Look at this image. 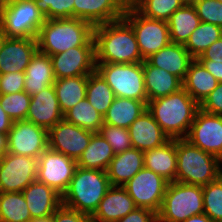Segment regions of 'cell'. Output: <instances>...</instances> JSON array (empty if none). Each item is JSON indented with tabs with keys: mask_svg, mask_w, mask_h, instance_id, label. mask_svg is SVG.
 Returning <instances> with one entry per match:
<instances>
[{
	"mask_svg": "<svg viewBox=\"0 0 222 222\" xmlns=\"http://www.w3.org/2000/svg\"><path fill=\"white\" fill-rule=\"evenodd\" d=\"M169 181L155 172L142 168L123 187L137 208L159 213Z\"/></svg>",
	"mask_w": 222,
	"mask_h": 222,
	"instance_id": "30bf717a",
	"label": "cell"
},
{
	"mask_svg": "<svg viewBox=\"0 0 222 222\" xmlns=\"http://www.w3.org/2000/svg\"><path fill=\"white\" fill-rule=\"evenodd\" d=\"M200 109L216 115H222V82L203 100Z\"/></svg>",
	"mask_w": 222,
	"mask_h": 222,
	"instance_id": "ee69618b",
	"label": "cell"
},
{
	"mask_svg": "<svg viewBox=\"0 0 222 222\" xmlns=\"http://www.w3.org/2000/svg\"><path fill=\"white\" fill-rule=\"evenodd\" d=\"M146 109L147 105L143 101L115 97L103 116V123L128 129Z\"/></svg>",
	"mask_w": 222,
	"mask_h": 222,
	"instance_id": "f1b7e54d",
	"label": "cell"
},
{
	"mask_svg": "<svg viewBox=\"0 0 222 222\" xmlns=\"http://www.w3.org/2000/svg\"><path fill=\"white\" fill-rule=\"evenodd\" d=\"M32 216L22 192H0V222H29Z\"/></svg>",
	"mask_w": 222,
	"mask_h": 222,
	"instance_id": "836d02e7",
	"label": "cell"
},
{
	"mask_svg": "<svg viewBox=\"0 0 222 222\" xmlns=\"http://www.w3.org/2000/svg\"><path fill=\"white\" fill-rule=\"evenodd\" d=\"M22 194L32 219L52 216L62 205V195L37 179L30 183Z\"/></svg>",
	"mask_w": 222,
	"mask_h": 222,
	"instance_id": "44dd1931",
	"label": "cell"
},
{
	"mask_svg": "<svg viewBox=\"0 0 222 222\" xmlns=\"http://www.w3.org/2000/svg\"><path fill=\"white\" fill-rule=\"evenodd\" d=\"M48 148V131L27 120L13 121L7 134V152L37 158Z\"/></svg>",
	"mask_w": 222,
	"mask_h": 222,
	"instance_id": "7c38bea8",
	"label": "cell"
},
{
	"mask_svg": "<svg viewBox=\"0 0 222 222\" xmlns=\"http://www.w3.org/2000/svg\"><path fill=\"white\" fill-rule=\"evenodd\" d=\"M25 72L0 74V94L24 91Z\"/></svg>",
	"mask_w": 222,
	"mask_h": 222,
	"instance_id": "7bdbcfd3",
	"label": "cell"
},
{
	"mask_svg": "<svg viewBox=\"0 0 222 222\" xmlns=\"http://www.w3.org/2000/svg\"><path fill=\"white\" fill-rule=\"evenodd\" d=\"M38 159L6 152L0 156V192H22L36 180Z\"/></svg>",
	"mask_w": 222,
	"mask_h": 222,
	"instance_id": "8fae6325",
	"label": "cell"
},
{
	"mask_svg": "<svg viewBox=\"0 0 222 222\" xmlns=\"http://www.w3.org/2000/svg\"><path fill=\"white\" fill-rule=\"evenodd\" d=\"M167 22L170 41L185 45L191 33L199 26L201 21L193 4H184L170 16Z\"/></svg>",
	"mask_w": 222,
	"mask_h": 222,
	"instance_id": "4dcf8cb0",
	"label": "cell"
},
{
	"mask_svg": "<svg viewBox=\"0 0 222 222\" xmlns=\"http://www.w3.org/2000/svg\"><path fill=\"white\" fill-rule=\"evenodd\" d=\"M5 39H6V35H5V33L3 32V30L0 26V50H1V47H2Z\"/></svg>",
	"mask_w": 222,
	"mask_h": 222,
	"instance_id": "db71d44e",
	"label": "cell"
},
{
	"mask_svg": "<svg viewBox=\"0 0 222 222\" xmlns=\"http://www.w3.org/2000/svg\"><path fill=\"white\" fill-rule=\"evenodd\" d=\"M77 167L76 160L47 148L38 157L36 179L63 195Z\"/></svg>",
	"mask_w": 222,
	"mask_h": 222,
	"instance_id": "4fadbf2b",
	"label": "cell"
},
{
	"mask_svg": "<svg viewBox=\"0 0 222 222\" xmlns=\"http://www.w3.org/2000/svg\"><path fill=\"white\" fill-rule=\"evenodd\" d=\"M142 168H144L143 151L132 147L115 154L106 172L111 186H123Z\"/></svg>",
	"mask_w": 222,
	"mask_h": 222,
	"instance_id": "cb8c5ba5",
	"label": "cell"
},
{
	"mask_svg": "<svg viewBox=\"0 0 222 222\" xmlns=\"http://www.w3.org/2000/svg\"><path fill=\"white\" fill-rule=\"evenodd\" d=\"M88 75L55 79L53 84L63 115L86 97Z\"/></svg>",
	"mask_w": 222,
	"mask_h": 222,
	"instance_id": "1f68e13d",
	"label": "cell"
},
{
	"mask_svg": "<svg viewBox=\"0 0 222 222\" xmlns=\"http://www.w3.org/2000/svg\"><path fill=\"white\" fill-rule=\"evenodd\" d=\"M143 156L144 168L161 175L169 182H176V139H170L160 147L143 151Z\"/></svg>",
	"mask_w": 222,
	"mask_h": 222,
	"instance_id": "d4e9b609",
	"label": "cell"
},
{
	"mask_svg": "<svg viewBox=\"0 0 222 222\" xmlns=\"http://www.w3.org/2000/svg\"><path fill=\"white\" fill-rule=\"evenodd\" d=\"M31 97L25 91L12 94H0V104L3 110L13 120H26Z\"/></svg>",
	"mask_w": 222,
	"mask_h": 222,
	"instance_id": "f35d334b",
	"label": "cell"
},
{
	"mask_svg": "<svg viewBox=\"0 0 222 222\" xmlns=\"http://www.w3.org/2000/svg\"><path fill=\"white\" fill-rule=\"evenodd\" d=\"M182 83L186 92L200 105L217 87L218 81L197 59H194Z\"/></svg>",
	"mask_w": 222,
	"mask_h": 222,
	"instance_id": "83f0119b",
	"label": "cell"
},
{
	"mask_svg": "<svg viewBox=\"0 0 222 222\" xmlns=\"http://www.w3.org/2000/svg\"><path fill=\"white\" fill-rule=\"evenodd\" d=\"M206 70H208L218 82H222V62L215 63L212 60H198Z\"/></svg>",
	"mask_w": 222,
	"mask_h": 222,
	"instance_id": "c3c4849f",
	"label": "cell"
},
{
	"mask_svg": "<svg viewBox=\"0 0 222 222\" xmlns=\"http://www.w3.org/2000/svg\"><path fill=\"white\" fill-rule=\"evenodd\" d=\"M13 120L8 116V114L3 110L0 104V133L8 134Z\"/></svg>",
	"mask_w": 222,
	"mask_h": 222,
	"instance_id": "681fc988",
	"label": "cell"
},
{
	"mask_svg": "<svg viewBox=\"0 0 222 222\" xmlns=\"http://www.w3.org/2000/svg\"><path fill=\"white\" fill-rule=\"evenodd\" d=\"M64 119L53 85L31 97L26 120L47 131Z\"/></svg>",
	"mask_w": 222,
	"mask_h": 222,
	"instance_id": "d6986e66",
	"label": "cell"
},
{
	"mask_svg": "<svg viewBox=\"0 0 222 222\" xmlns=\"http://www.w3.org/2000/svg\"><path fill=\"white\" fill-rule=\"evenodd\" d=\"M6 0H0V6L5 2Z\"/></svg>",
	"mask_w": 222,
	"mask_h": 222,
	"instance_id": "9f6ffc18",
	"label": "cell"
},
{
	"mask_svg": "<svg viewBox=\"0 0 222 222\" xmlns=\"http://www.w3.org/2000/svg\"><path fill=\"white\" fill-rule=\"evenodd\" d=\"M37 50L36 39L6 37L0 50V74L25 72Z\"/></svg>",
	"mask_w": 222,
	"mask_h": 222,
	"instance_id": "ac0fdd59",
	"label": "cell"
},
{
	"mask_svg": "<svg viewBox=\"0 0 222 222\" xmlns=\"http://www.w3.org/2000/svg\"><path fill=\"white\" fill-rule=\"evenodd\" d=\"M176 182L205 186L221 175V160L186 139H176Z\"/></svg>",
	"mask_w": 222,
	"mask_h": 222,
	"instance_id": "5b68a950",
	"label": "cell"
},
{
	"mask_svg": "<svg viewBox=\"0 0 222 222\" xmlns=\"http://www.w3.org/2000/svg\"><path fill=\"white\" fill-rule=\"evenodd\" d=\"M55 79L89 75L96 70L95 46H79L50 56Z\"/></svg>",
	"mask_w": 222,
	"mask_h": 222,
	"instance_id": "2e32d148",
	"label": "cell"
},
{
	"mask_svg": "<svg viewBox=\"0 0 222 222\" xmlns=\"http://www.w3.org/2000/svg\"><path fill=\"white\" fill-rule=\"evenodd\" d=\"M184 139L221 160L222 115L211 114L199 108Z\"/></svg>",
	"mask_w": 222,
	"mask_h": 222,
	"instance_id": "5bb4252c",
	"label": "cell"
},
{
	"mask_svg": "<svg viewBox=\"0 0 222 222\" xmlns=\"http://www.w3.org/2000/svg\"><path fill=\"white\" fill-rule=\"evenodd\" d=\"M86 98L102 116L115 99L114 92L97 70L88 75Z\"/></svg>",
	"mask_w": 222,
	"mask_h": 222,
	"instance_id": "d6a6232c",
	"label": "cell"
},
{
	"mask_svg": "<svg viewBox=\"0 0 222 222\" xmlns=\"http://www.w3.org/2000/svg\"><path fill=\"white\" fill-rule=\"evenodd\" d=\"M96 63H142L135 33L122 17L105 24L94 26Z\"/></svg>",
	"mask_w": 222,
	"mask_h": 222,
	"instance_id": "6da1fadb",
	"label": "cell"
},
{
	"mask_svg": "<svg viewBox=\"0 0 222 222\" xmlns=\"http://www.w3.org/2000/svg\"><path fill=\"white\" fill-rule=\"evenodd\" d=\"M46 19L73 17L74 0H34Z\"/></svg>",
	"mask_w": 222,
	"mask_h": 222,
	"instance_id": "ab89813d",
	"label": "cell"
},
{
	"mask_svg": "<svg viewBox=\"0 0 222 222\" xmlns=\"http://www.w3.org/2000/svg\"><path fill=\"white\" fill-rule=\"evenodd\" d=\"M185 4H193L197 0H182Z\"/></svg>",
	"mask_w": 222,
	"mask_h": 222,
	"instance_id": "11a10c76",
	"label": "cell"
},
{
	"mask_svg": "<svg viewBox=\"0 0 222 222\" xmlns=\"http://www.w3.org/2000/svg\"><path fill=\"white\" fill-rule=\"evenodd\" d=\"M54 82L50 56L37 50L25 70L24 91L32 97Z\"/></svg>",
	"mask_w": 222,
	"mask_h": 222,
	"instance_id": "484cf974",
	"label": "cell"
},
{
	"mask_svg": "<svg viewBox=\"0 0 222 222\" xmlns=\"http://www.w3.org/2000/svg\"><path fill=\"white\" fill-rule=\"evenodd\" d=\"M54 222H91L89 215L61 205L53 214Z\"/></svg>",
	"mask_w": 222,
	"mask_h": 222,
	"instance_id": "f6af8a7d",
	"label": "cell"
},
{
	"mask_svg": "<svg viewBox=\"0 0 222 222\" xmlns=\"http://www.w3.org/2000/svg\"><path fill=\"white\" fill-rule=\"evenodd\" d=\"M99 133L111 145L115 154L132 148L129 130L126 128L103 124Z\"/></svg>",
	"mask_w": 222,
	"mask_h": 222,
	"instance_id": "60d3db41",
	"label": "cell"
},
{
	"mask_svg": "<svg viewBox=\"0 0 222 222\" xmlns=\"http://www.w3.org/2000/svg\"><path fill=\"white\" fill-rule=\"evenodd\" d=\"M7 152V134L0 133V156Z\"/></svg>",
	"mask_w": 222,
	"mask_h": 222,
	"instance_id": "816d5d0a",
	"label": "cell"
},
{
	"mask_svg": "<svg viewBox=\"0 0 222 222\" xmlns=\"http://www.w3.org/2000/svg\"><path fill=\"white\" fill-rule=\"evenodd\" d=\"M94 132L62 119L48 130V148L78 160Z\"/></svg>",
	"mask_w": 222,
	"mask_h": 222,
	"instance_id": "9a60e30c",
	"label": "cell"
},
{
	"mask_svg": "<svg viewBox=\"0 0 222 222\" xmlns=\"http://www.w3.org/2000/svg\"><path fill=\"white\" fill-rule=\"evenodd\" d=\"M204 213L213 222H222V175L202 186Z\"/></svg>",
	"mask_w": 222,
	"mask_h": 222,
	"instance_id": "74e56055",
	"label": "cell"
},
{
	"mask_svg": "<svg viewBox=\"0 0 222 222\" xmlns=\"http://www.w3.org/2000/svg\"><path fill=\"white\" fill-rule=\"evenodd\" d=\"M133 148L147 151L170 140L153 115L146 109L128 128Z\"/></svg>",
	"mask_w": 222,
	"mask_h": 222,
	"instance_id": "ffe728a7",
	"label": "cell"
},
{
	"mask_svg": "<svg viewBox=\"0 0 222 222\" xmlns=\"http://www.w3.org/2000/svg\"><path fill=\"white\" fill-rule=\"evenodd\" d=\"M115 222H158L157 213L146 208H136Z\"/></svg>",
	"mask_w": 222,
	"mask_h": 222,
	"instance_id": "bcb514c9",
	"label": "cell"
},
{
	"mask_svg": "<svg viewBox=\"0 0 222 222\" xmlns=\"http://www.w3.org/2000/svg\"><path fill=\"white\" fill-rule=\"evenodd\" d=\"M201 22L222 28V3L218 0H197L193 3Z\"/></svg>",
	"mask_w": 222,
	"mask_h": 222,
	"instance_id": "b9f144b4",
	"label": "cell"
},
{
	"mask_svg": "<svg viewBox=\"0 0 222 222\" xmlns=\"http://www.w3.org/2000/svg\"><path fill=\"white\" fill-rule=\"evenodd\" d=\"M150 65L164 69L182 82L194 58L182 44L170 42L164 48L145 59Z\"/></svg>",
	"mask_w": 222,
	"mask_h": 222,
	"instance_id": "603a6c76",
	"label": "cell"
},
{
	"mask_svg": "<svg viewBox=\"0 0 222 222\" xmlns=\"http://www.w3.org/2000/svg\"><path fill=\"white\" fill-rule=\"evenodd\" d=\"M204 213L202 186L169 182L164 194L158 222H183Z\"/></svg>",
	"mask_w": 222,
	"mask_h": 222,
	"instance_id": "52a82bcc",
	"label": "cell"
},
{
	"mask_svg": "<svg viewBox=\"0 0 222 222\" xmlns=\"http://www.w3.org/2000/svg\"><path fill=\"white\" fill-rule=\"evenodd\" d=\"M221 37L222 28L220 26L200 22L199 26L191 33L184 47L194 59H197L212 43Z\"/></svg>",
	"mask_w": 222,
	"mask_h": 222,
	"instance_id": "d590c367",
	"label": "cell"
},
{
	"mask_svg": "<svg viewBox=\"0 0 222 222\" xmlns=\"http://www.w3.org/2000/svg\"><path fill=\"white\" fill-rule=\"evenodd\" d=\"M114 156L115 152L107 140L100 133H94L76 162L83 169L106 171Z\"/></svg>",
	"mask_w": 222,
	"mask_h": 222,
	"instance_id": "f546056e",
	"label": "cell"
},
{
	"mask_svg": "<svg viewBox=\"0 0 222 222\" xmlns=\"http://www.w3.org/2000/svg\"><path fill=\"white\" fill-rule=\"evenodd\" d=\"M129 0H74L73 17L93 26L121 19Z\"/></svg>",
	"mask_w": 222,
	"mask_h": 222,
	"instance_id": "e0dca14e",
	"label": "cell"
},
{
	"mask_svg": "<svg viewBox=\"0 0 222 222\" xmlns=\"http://www.w3.org/2000/svg\"><path fill=\"white\" fill-rule=\"evenodd\" d=\"M29 222H54V221H53V215H52V216H47L43 218L32 219Z\"/></svg>",
	"mask_w": 222,
	"mask_h": 222,
	"instance_id": "f5cc1de1",
	"label": "cell"
},
{
	"mask_svg": "<svg viewBox=\"0 0 222 222\" xmlns=\"http://www.w3.org/2000/svg\"><path fill=\"white\" fill-rule=\"evenodd\" d=\"M93 31L94 26L82 19H46L36 37L38 51L51 56L73 47L95 46Z\"/></svg>",
	"mask_w": 222,
	"mask_h": 222,
	"instance_id": "7a4b0ae2",
	"label": "cell"
},
{
	"mask_svg": "<svg viewBox=\"0 0 222 222\" xmlns=\"http://www.w3.org/2000/svg\"><path fill=\"white\" fill-rule=\"evenodd\" d=\"M64 119L85 130L99 133L103 116L88 102L85 97L64 114Z\"/></svg>",
	"mask_w": 222,
	"mask_h": 222,
	"instance_id": "e575fe53",
	"label": "cell"
},
{
	"mask_svg": "<svg viewBox=\"0 0 222 222\" xmlns=\"http://www.w3.org/2000/svg\"><path fill=\"white\" fill-rule=\"evenodd\" d=\"M183 222H213L205 213L189 217Z\"/></svg>",
	"mask_w": 222,
	"mask_h": 222,
	"instance_id": "f907efd6",
	"label": "cell"
},
{
	"mask_svg": "<svg viewBox=\"0 0 222 222\" xmlns=\"http://www.w3.org/2000/svg\"><path fill=\"white\" fill-rule=\"evenodd\" d=\"M45 22L34 0H6L0 6V26L8 38L36 39Z\"/></svg>",
	"mask_w": 222,
	"mask_h": 222,
	"instance_id": "8992f818",
	"label": "cell"
},
{
	"mask_svg": "<svg viewBox=\"0 0 222 222\" xmlns=\"http://www.w3.org/2000/svg\"><path fill=\"white\" fill-rule=\"evenodd\" d=\"M143 16L168 21L170 16L185 3L182 0H129Z\"/></svg>",
	"mask_w": 222,
	"mask_h": 222,
	"instance_id": "8d00e7d4",
	"label": "cell"
},
{
	"mask_svg": "<svg viewBox=\"0 0 222 222\" xmlns=\"http://www.w3.org/2000/svg\"><path fill=\"white\" fill-rule=\"evenodd\" d=\"M115 97L129 98L148 104L142 63H96Z\"/></svg>",
	"mask_w": 222,
	"mask_h": 222,
	"instance_id": "ba28073f",
	"label": "cell"
},
{
	"mask_svg": "<svg viewBox=\"0 0 222 222\" xmlns=\"http://www.w3.org/2000/svg\"><path fill=\"white\" fill-rule=\"evenodd\" d=\"M136 208L134 200L123 186H111L90 217L91 222H115Z\"/></svg>",
	"mask_w": 222,
	"mask_h": 222,
	"instance_id": "7402d4cb",
	"label": "cell"
},
{
	"mask_svg": "<svg viewBox=\"0 0 222 222\" xmlns=\"http://www.w3.org/2000/svg\"><path fill=\"white\" fill-rule=\"evenodd\" d=\"M110 187L106 171L77 167L62 204L91 217Z\"/></svg>",
	"mask_w": 222,
	"mask_h": 222,
	"instance_id": "277c9868",
	"label": "cell"
},
{
	"mask_svg": "<svg viewBox=\"0 0 222 222\" xmlns=\"http://www.w3.org/2000/svg\"><path fill=\"white\" fill-rule=\"evenodd\" d=\"M143 73L148 101L168 96L183 88L177 76L150 65L146 60L143 61Z\"/></svg>",
	"mask_w": 222,
	"mask_h": 222,
	"instance_id": "4316f807",
	"label": "cell"
},
{
	"mask_svg": "<svg viewBox=\"0 0 222 222\" xmlns=\"http://www.w3.org/2000/svg\"><path fill=\"white\" fill-rule=\"evenodd\" d=\"M200 105L184 88L168 96L148 101L147 110L170 139H182L188 134Z\"/></svg>",
	"mask_w": 222,
	"mask_h": 222,
	"instance_id": "3957f363",
	"label": "cell"
},
{
	"mask_svg": "<svg viewBox=\"0 0 222 222\" xmlns=\"http://www.w3.org/2000/svg\"><path fill=\"white\" fill-rule=\"evenodd\" d=\"M123 18L131 25L144 60L171 42L167 21L145 17L130 3Z\"/></svg>",
	"mask_w": 222,
	"mask_h": 222,
	"instance_id": "9c48e42d",
	"label": "cell"
},
{
	"mask_svg": "<svg viewBox=\"0 0 222 222\" xmlns=\"http://www.w3.org/2000/svg\"><path fill=\"white\" fill-rule=\"evenodd\" d=\"M197 60H212L215 63L222 62V37L212 43Z\"/></svg>",
	"mask_w": 222,
	"mask_h": 222,
	"instance_id": "7dc6e473",
	"label": "cell"
}]
</instances>
